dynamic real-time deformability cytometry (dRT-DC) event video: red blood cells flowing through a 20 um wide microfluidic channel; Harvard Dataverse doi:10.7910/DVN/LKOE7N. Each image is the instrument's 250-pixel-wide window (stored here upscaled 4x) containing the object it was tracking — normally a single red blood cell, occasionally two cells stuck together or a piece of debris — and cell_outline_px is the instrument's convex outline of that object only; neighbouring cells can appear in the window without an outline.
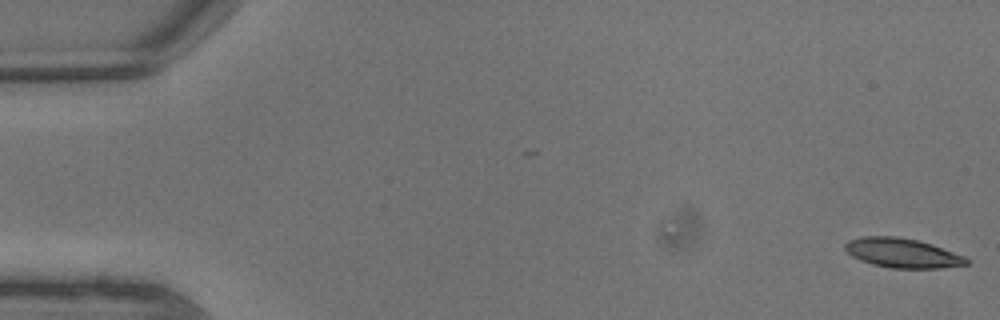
{"species": "common noctule bat (a hibernating species)", "species_latin": "Nyctalus noctula", "temperature_condition": "warm", "stored_images_in_passage": 9, "camera_frame_rate_fps": 3000, "um_per_image_px": 0.085, "animal": {"sex": "male", "body_mass_g": 13.3}, "frame": {"image": 1, "passage_image": 1, "time_ms": 0.0, "image_size_px": [1000, 320], "cell_outline_px": [[972, 260], [968, 264], [940, 268], [888, 268], [872, 264], [860, 260], [852, 256], [844, 248], [844, 244], [848, 240], [860, 236], [896, 236], [916, 240], [932, 244], [964, 256]], "centroid_in_image_um": [76.69, 21.5], "position_along_channel_um": 8.3, "area_um2": 20.92}}
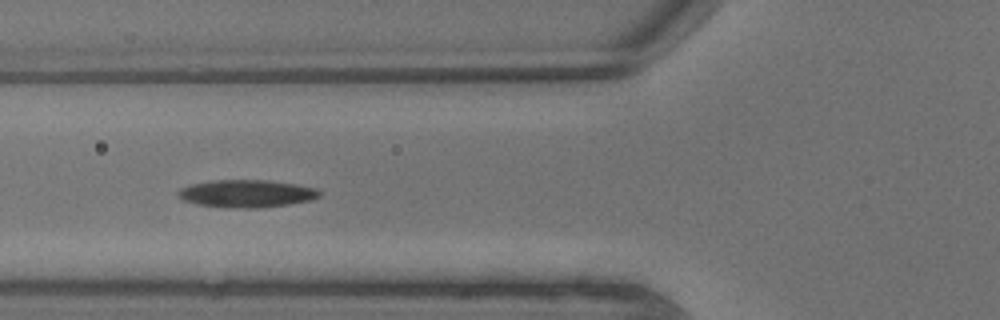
{"frame": {"image": 2, "passage_image": 8, "time_ms": 2.333, "image_size_px": [1000, 320], "cell_outline_px": [[320, 196], [308, 200], [288, 204], [260, 208], [228, 208], [196, 204], [180, 200], [176, 192], [180, 188], [192, 184], [212, 180], [268, 180], [296, 184], [316, 188], [320, 192]], "centroid_in_image_um": [20.9, 16.46], "position_along_channel_um": 104.9, "area_um2": 22.83}}
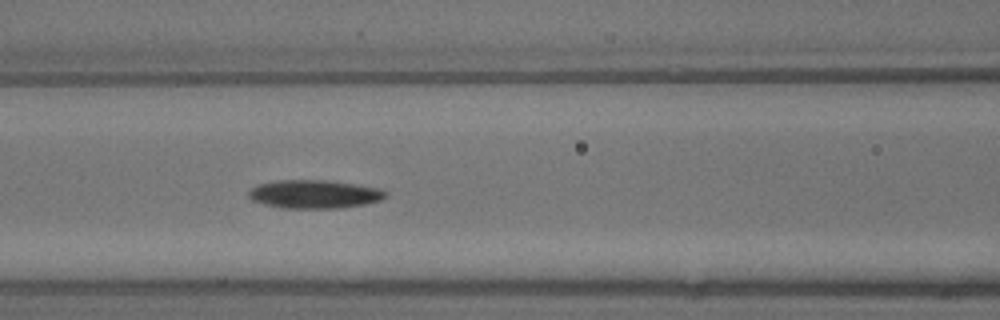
{"frame": {"image": 3, "passage_image": 9, "time_ms": 2.667, "image_size_px": [1000, 320], "cell_outline_px": [[388, 192], [380, 200], [364, 204], [340, 208], [280, 208], [264, 204], [252, 200], [248, 196], [248, 192], [256, 184], [276, 180], [328, 180], [380, 188]], "centroid_in_image_um": [26.68, 16.5], "position_along_channel_um": 139.9, "area_um2": 22.72}}